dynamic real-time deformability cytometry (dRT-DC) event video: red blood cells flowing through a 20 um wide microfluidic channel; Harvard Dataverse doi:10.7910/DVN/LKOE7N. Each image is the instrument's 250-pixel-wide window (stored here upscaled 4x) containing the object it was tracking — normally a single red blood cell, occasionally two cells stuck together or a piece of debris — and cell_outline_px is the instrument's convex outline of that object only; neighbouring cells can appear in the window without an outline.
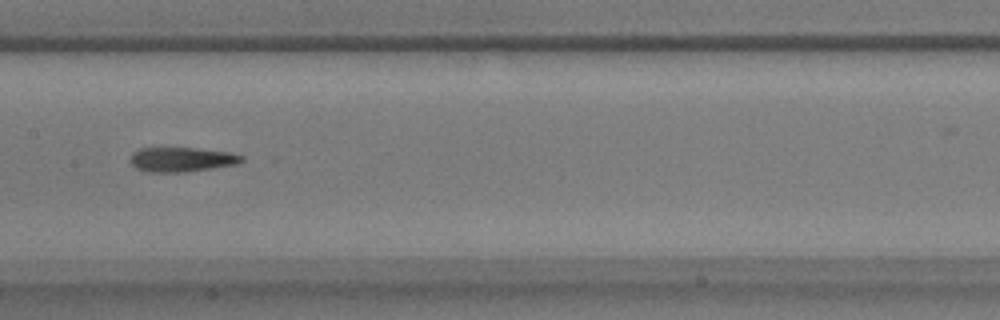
{"species": "common noctule bat (a hibernating species)", "species_latin": "Nyctalus noctula", "temperature_condition": "warm", "stored_images_in_passage": 55, "camera_frame_rate_fps": 3000, "um_per_image_px": 0.085, "animal": {"sex": "male", "body_mass_g": 17.9}, "frame": {"image": 1, "passage_image": 29, "time_ms": 9.333, "image_size_px": [1000, 320], "cell_outline_px": [[244, 160], [240, 164], [184, 172], [148, 172], [136, 168], [128, 160], [132, 152], [140, 148], [196, 148], [228, 152], [244, 156]], "centroid_in_image_um": [15.43, 13.56], "position_along_channel_um": 192.0, "area_um2": 16.07}}
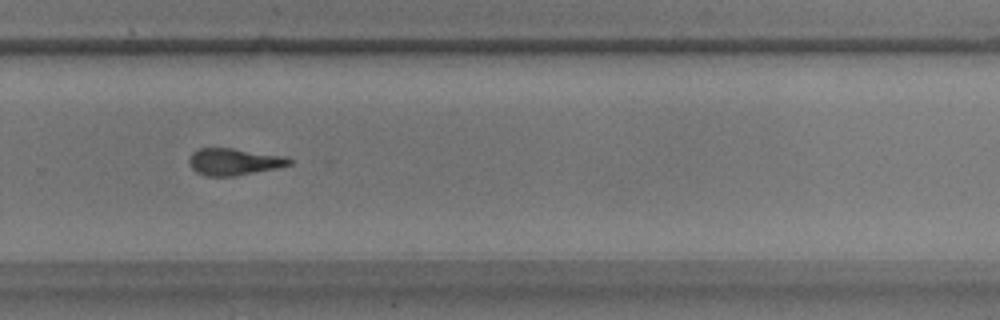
{"frame": {"image": 2, "passage_image": 39, "time_ms": 12.667, "image_size_px": [1000, 320], "cell_outline_px": [[292, 164], [280, 168], [232, 176], [208, 176], [196, 172], [188, 164], [188, 160], [192, 152], [200, 148], [232, 148], [288, 156], [292, 160]], "centroid_in_image_um": [19.92, 13.74], "position_along_channel_um": 309.9, "area_um2": 15.9}}
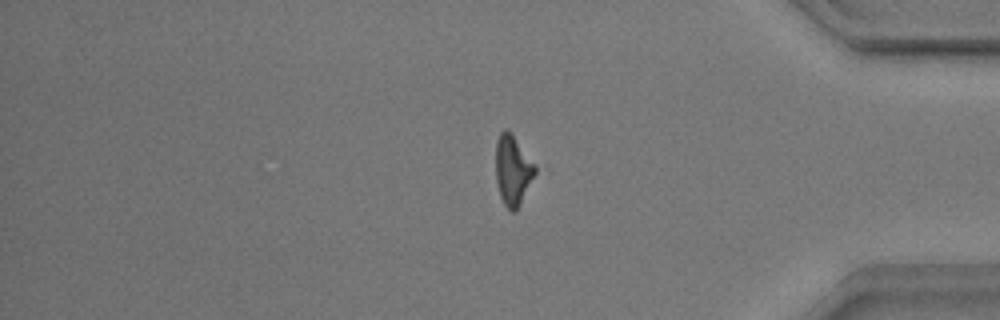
{"frame": {"image": 3, "passage_image": 48, "time_ms": 15.667, "image_size_px": [1000, 320], "cell_outline_px": [[548, 168], [516, 212], [512, 212], [504, 204], [500, 196], [496, 180], [496, 140], [500, 132], [504, 128], [508, 128]], "centroid_in_image_um": [43.85, 14.43], "position_along_channel_um": 391.3, "area_um2": 19.13}}